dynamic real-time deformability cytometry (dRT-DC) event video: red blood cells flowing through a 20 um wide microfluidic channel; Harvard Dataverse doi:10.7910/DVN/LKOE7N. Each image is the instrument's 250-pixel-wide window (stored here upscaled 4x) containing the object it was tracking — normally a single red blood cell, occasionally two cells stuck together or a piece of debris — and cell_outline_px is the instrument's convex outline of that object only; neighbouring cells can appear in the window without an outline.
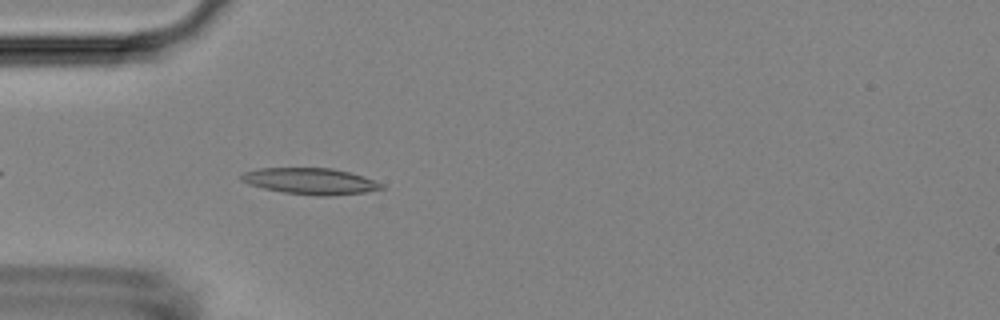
{"species": "Egyptian fruit bat (a non-hibernating species)", "species_latin": "Rousettus aegyptiacus", "temperature_condition": "room temperature", "stored_images_in_passage": 39, "camera_frame_rate_fps": 3000, "um_per_image_px": 0.085, "animal": {"sex": "female"}, "frame": {"image": 1, "passage_image": 4, "time_ms": 1.0, "image_size_px": [1000, 320], "cell_outline_px": [[384, 188], [364, 192], [328, 196], [316, 196], [284, 192], [264, 188], [248, 184], [240, 180], [240, 176], [244, 172], [260, 168], [332, 168], [364, 176], [384, 184]], "centroid_in_image_um": [26.38, 15.4], "position_along_channel_um": 58.6, "area_um2": 21.39}}
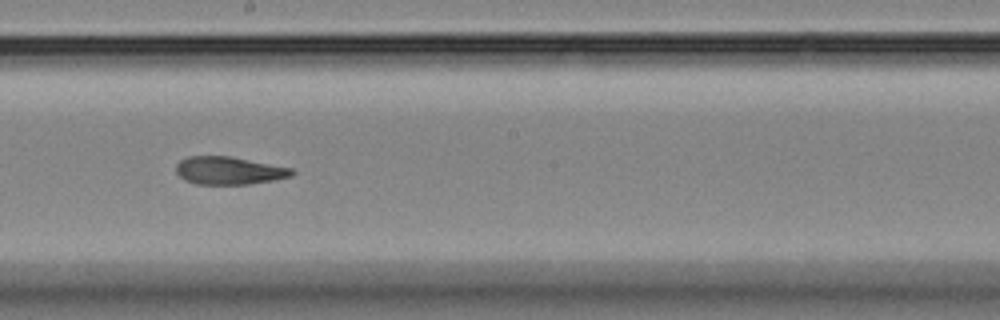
{"frame": {"image": 2, "passage_image": 18, "time_ms": 5.667, "image_size_px": [1000, 320], "cell_outline_px": [[296, 172], [292, 176], [272, 180], [248, 184], [196, 184], [184, 180], [176, 172], [176, 164], [180, 160], [188, 156], [228, 156], [292, 168]], "centroid_in_image_um": [19.44, 14.5], "position_along_channel_um": 228.8, "area_um2": 18.67}}
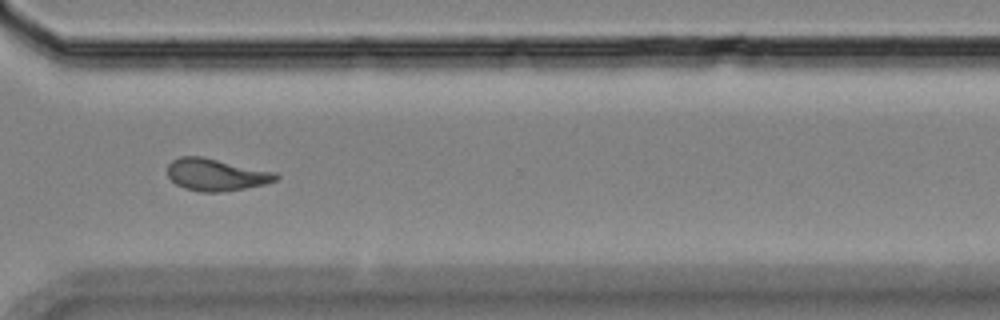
{"frame": {"image": 3, "passage_image": 28, "time_ms": 9.0, "image_size_px": [1000, 320], "cell_outline_px": [[280, 176], [276, 180], [264, 184], [244, 188], [220, 192], [200, 192], [184, 188], [176, 184], [168, 176], [168, 164], [172, 160], [180, 156], [200, 156], [276, 172]], "centroid_in_image_um": [18.35, 14.85], "position_along_channel_um": 352.2, "area_um2": 20.17}, "authors_computed_cell_mechanics": {"area_um2": 20.0566, "velocity_mm_per_s": 3.7071, "shape_relaxation_time_tau1_ms": null, "shape_relaxation_time_tau2_ms": 3.2466, "deformation_change_tau1": null, "deformation_change_tau2": 0.1218}}